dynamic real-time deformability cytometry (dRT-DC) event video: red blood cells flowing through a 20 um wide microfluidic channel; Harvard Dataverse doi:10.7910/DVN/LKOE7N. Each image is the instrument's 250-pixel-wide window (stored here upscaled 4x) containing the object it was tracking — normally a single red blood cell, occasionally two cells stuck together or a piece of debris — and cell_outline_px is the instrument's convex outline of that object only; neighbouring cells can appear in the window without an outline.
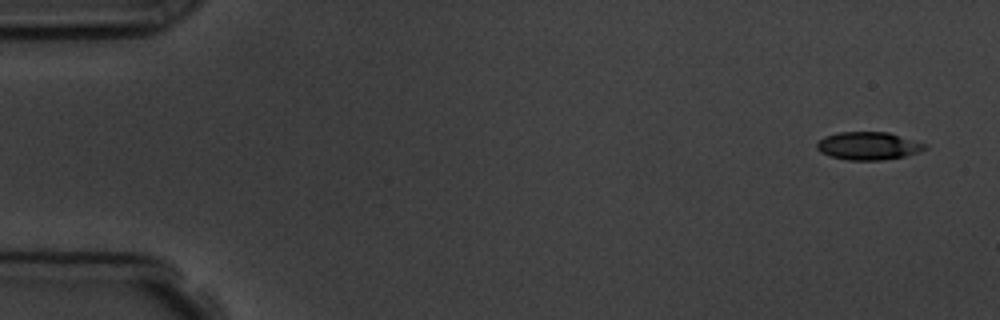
{"species": "common noctule bat (a hibernating species)", "species_latin": "Nyctalus noctula", "temperature_condition": "room temperature", "stored_images_in_passage": 6, "camera_frame_rate_fps": 3000, "um_per_image_px": 0.085, "animal": {"sex": "male", "body_mass_g": 19.5, "forearm_length_mm": 54.6}, "frame": {"image": 1, "passage_image": 1, "time_ms": 0.0, "image_size_px": [1000, 320], "cell_outline_px": [[928, 148], [920, 152], [904, 156], [880, 160], [848, 160], [828, 156], [820, 152], [816, 148], [816, 144], [824, 136], [836, 132], [888, 132], [928, 144]], "centroid_in_image_um": [73.81, 12.4], "position_along_channel_um": 11.2, "area_um2": 17.74}}